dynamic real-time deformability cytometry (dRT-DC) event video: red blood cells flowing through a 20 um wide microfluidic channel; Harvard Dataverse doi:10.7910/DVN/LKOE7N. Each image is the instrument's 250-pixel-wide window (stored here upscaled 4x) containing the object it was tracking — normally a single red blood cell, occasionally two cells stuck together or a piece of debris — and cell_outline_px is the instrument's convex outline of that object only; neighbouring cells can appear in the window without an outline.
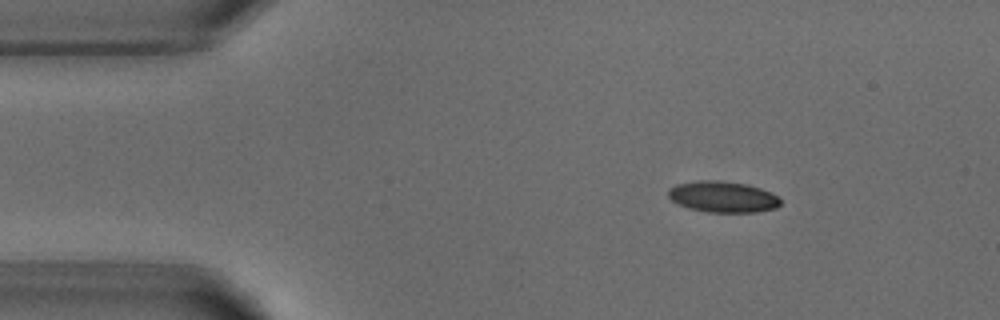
{"species": "common noctule bat (a hibernating species)", "species_latin": "Nyctalus noctula", "temperature_condition": "warm", "stored_images_in_passage": 3, "camera_frame_rate_fps": 3000, "um_per_image_px": 0.085, "animal": {"sex": "male", "body_mass_g": 18.8}, "frame": {"image": 1, "passage_image": 1, "time_ms": 0.0, "image_size_px": [1000, 320], "cell_outline_px": [[780, 204], [776, 208], [756, 212], [708, 212], [688, 208], [676, 204], [668, 196], [668, 188], [676, 184], [700, 180], [716, 180], [748, 184], [760, 188], [776, 196], [780, 200]], "centroid_in_image_um": [61.39, 16.73], "position_along_channel_um": 23.6, "area_um2": 20.35}}